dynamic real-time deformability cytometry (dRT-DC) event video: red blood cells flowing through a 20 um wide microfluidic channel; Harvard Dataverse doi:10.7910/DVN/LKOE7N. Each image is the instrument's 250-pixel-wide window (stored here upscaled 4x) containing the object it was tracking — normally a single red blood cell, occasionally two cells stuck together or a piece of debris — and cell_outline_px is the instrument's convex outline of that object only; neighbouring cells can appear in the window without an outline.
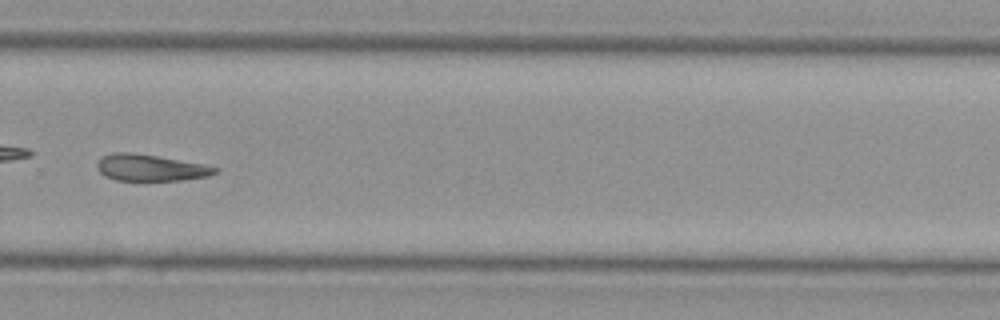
{"species": "Egyptian fruit bat (a non-hibernating species)", "species_latin": "Rousettus aegyptiacus", "temperature_condition": "cold", "stored_images_in_passage": 39, "camera_frame_rate_fps": 3000, "um_per_image_px": 0.085, "animal": {"sex": "female"}, "frame": {"image": 1, "passage_image": 28, "time_ms": 9.0, "image_size_px": [1000, 320], "cell_outline_px": [[220, 172], [208, 176], [184, 180], [116, 180], [104, 176], [96, 168], [96, 164], [104, 156], [112, 152], [132, 152], [204, 164], [220, 168]], "centroid_in_image_um": [12.82, 14.26], "position_along_channel_um": 317.0, "area_um2": 18.26}}